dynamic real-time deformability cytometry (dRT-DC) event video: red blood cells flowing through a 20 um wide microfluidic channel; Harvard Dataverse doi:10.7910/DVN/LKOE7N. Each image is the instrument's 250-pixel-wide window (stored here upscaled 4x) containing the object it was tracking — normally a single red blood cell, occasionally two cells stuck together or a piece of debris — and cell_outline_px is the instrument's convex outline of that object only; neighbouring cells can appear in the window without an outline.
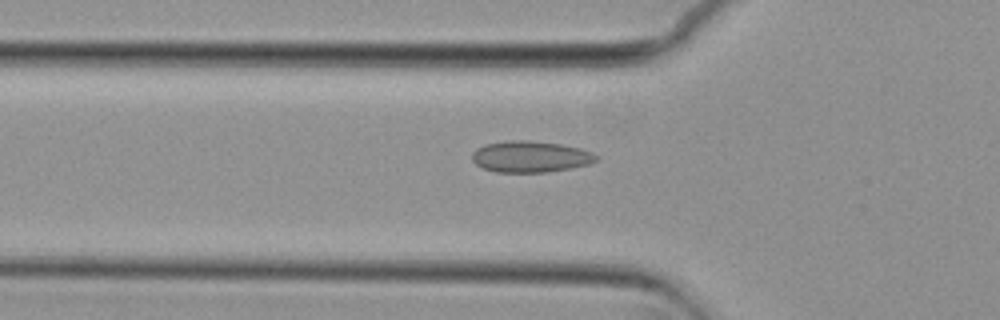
{"species": "common noctule bat (a hibernating species)", "species_latin": "Nyctalus noctula", "temperature_condition": "cold", "stored_images_in_passage": 55, "camera_frame_rate_fps": 3000, "um_per_image_px": 0.085, "animal": {"sex": "female", "body_mass_g": 29.2, "forearm_length_mm": 56.3}, "frame": {"image": 1, "passage_image": 19, "time_ms": 6.0, "image_size_px": [1000, 320], "cell_outline_px": [[600, 160], [588, 164], [572, 168], [548, 172], [496, 172], [484, 168], [476, 164], [472, 160], [472, 152], [476, 148], [484, 144], [508, 140], [528, 140], [560, 144], [580, 148], [592, 152], [600, 156]], "centroid_in_image_um": [45.11, 13.31], "position_along_channel_um": 80.7, "area_um2": 22.89}}
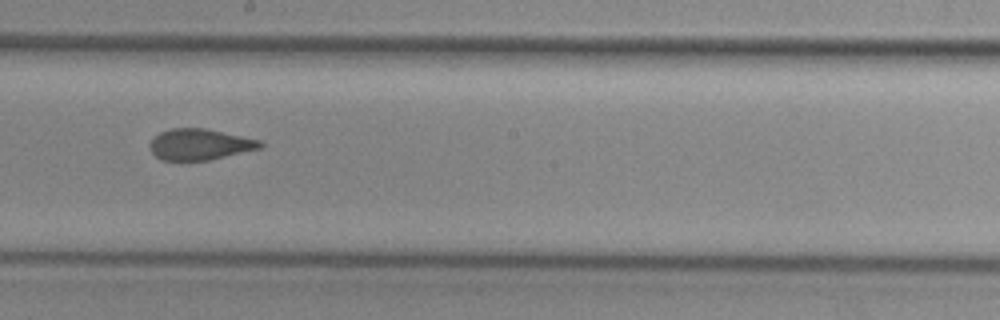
{"frame": {"image": 2, "passage_image": 31, "time_ms": 10.0, "image_size_px": [1000, 320], "cell_outline_px": [[264, 144], [260, 148], [208, 160], [160, 160], [152, 152], [148, 144], [160, 132], [172, 128], [204, 128], [260, 140]], "centroid_in_image_um": [16.95, 12.27], "position_along_channel_um": 231.2, "area_um2": 19.71}}
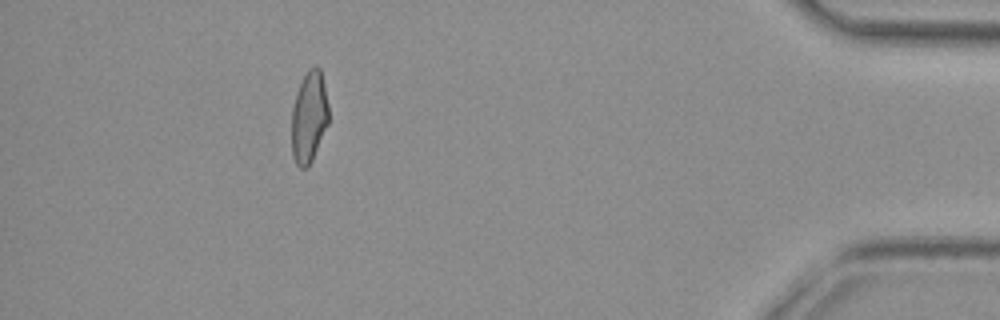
{"frame": {"image": 3, "passage_image": 50, "time_ms": 16.333, "image_size_px": [1000, 320], "cell_outline_px": [[328, 124], [312, 160], [308, 168], [300, 168], [296, 164], [292, 156], [292, 108], [296, 92], [308, 68], [316, 64], [320, 68], [324, 84], [328, 104]], "centroid_in_image_um": [26.26, 9.94], "position_along_channel_um": 408.9, "area_um2": 19.83}, "authors_computed_cell_mechanics": {"area_um2": 20.9236, "velocity_mm_per_s": 3.7464, "shape_relaxation_time_tau1_ms": null, "shape_relaxation_time_tau2_ms": 1.5782, "deformation_change_tau1": null, "deformation_change_tau2": 0.0657}}